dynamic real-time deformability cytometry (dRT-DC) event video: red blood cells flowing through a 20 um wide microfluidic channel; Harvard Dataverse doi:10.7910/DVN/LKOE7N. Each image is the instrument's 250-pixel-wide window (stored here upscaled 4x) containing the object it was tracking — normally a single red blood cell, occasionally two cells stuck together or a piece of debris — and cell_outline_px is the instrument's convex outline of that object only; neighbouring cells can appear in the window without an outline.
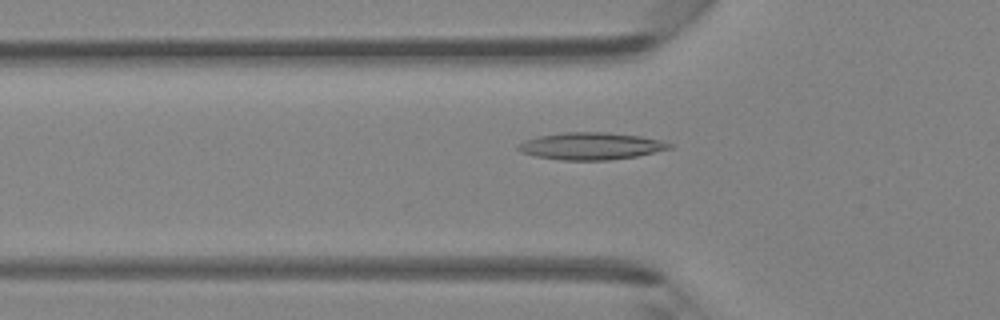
{"species": "Egyptian fruit bat (a non-hibernating species)", "species_latin": "Rousettus aegyptiacus", "temperature_condition": "room temperature", "stored_images_in_passage": 35, "camera_frame_rate_fps": 3000, "um_per_image_px": 0.085, "animal": {"sex": "female"}, "frame": {"image": 1, "passage_image": 5, "time_ms": 1.333, "image_size_px": [1000, 320], "cell_outline_px": [[676, 144], [672, 148], [636, 156], [608, 160], [560, 160], [536, 156], [520, 152], [516, 148], [516, 144], [524, 140], [540, 136], [564, 132], [604, 132], [640, 136], [660, 140]], "centroid_in_image_um": [50.22, 12.41], "position_along_channel_um": 75.6, "area_um2": 23.99}}
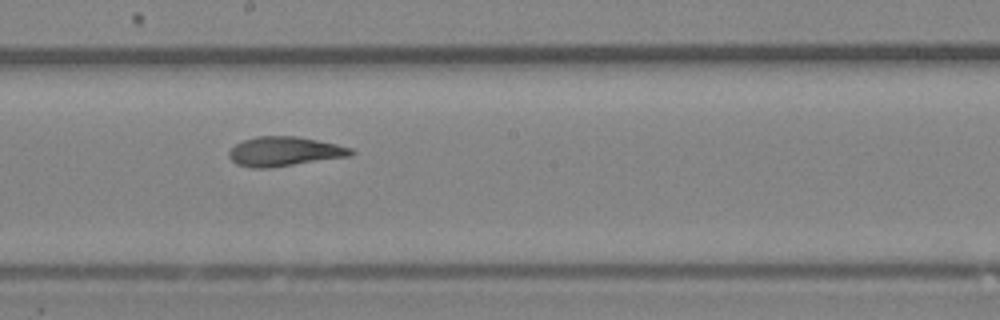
{"frame": {"image": 2, "passage_image": 15, "time_ms": 4.667, "image_size_px": [1000, 320], "cell_outline_px": [[356, 152], [352, 156], [272, 168], [252, 168], [236, 164], [228, 156], [228, 152], [236, 144], [244, 140], [256, 136], [296, 136], [336, 144], [352, 148]], "centroid_in_image_um": [24.2, 12.89], "position_along_channel_um": 224.0, "area_um2": 21.1}}
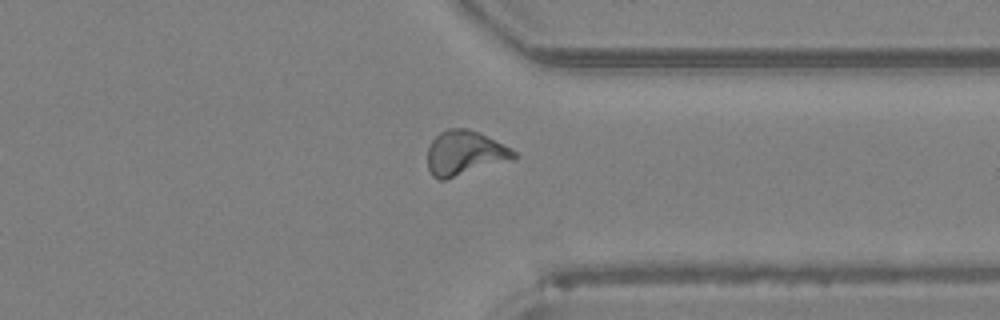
{"frame": {"image": 3, "passage_image": 25, "time_ms": 8.0, "image_size_px": [1000, 320], "cell_outline_px": [[516, 156], [512, 160], [444, 180], [440, 180], [432, 176], [428, 168], [428, 148], [432, 140], [440, 132], [448, 128], [468, 128], [480, 132], [516, 152]], "centroid_in_image_um": [39.48, 13.01], "position_along_channel_um": 371.9, "area_um2": 22.31}}